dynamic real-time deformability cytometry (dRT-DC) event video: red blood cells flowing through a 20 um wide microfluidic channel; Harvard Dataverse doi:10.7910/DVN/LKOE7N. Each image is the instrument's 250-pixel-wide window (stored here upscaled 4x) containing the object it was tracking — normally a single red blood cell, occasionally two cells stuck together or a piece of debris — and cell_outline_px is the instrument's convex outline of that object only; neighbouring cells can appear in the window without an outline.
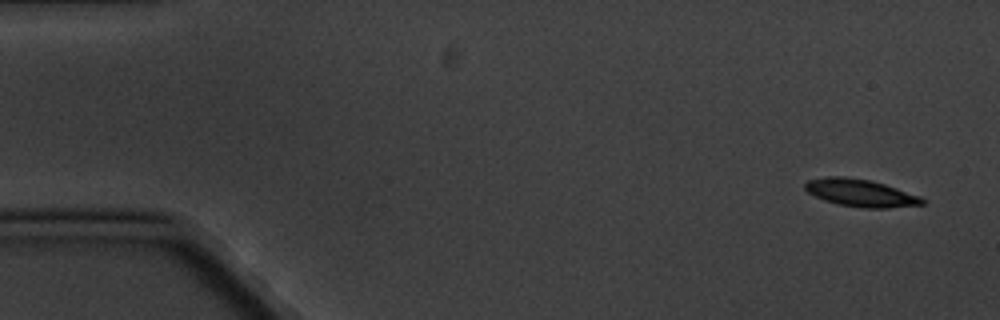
{"species": "common noctule bat (a hibernating species)", "species_latin": "Nyctalus noctula", "temperature_condition": "cold", "stored_images_in_passage": 16, "camera_frame_rate_fps": 3000, "um_per_image_px": 0.085, "animal": {"sex": "male", "body_mass_g": 20.1, "forearm_length_mm": 53.5}, "frame": {"image": 1, "passage_image": 1, "time_ms": 0.0, "image_size_px": [1000, 320], "cell_outline_px": [[924, 204], [888, 208], [864, 208], [840, 204], [824, 200], [808, 192], [804, 188], [804, 184], [808, 180], [828, 176], [844, 176], [872, 180], [920, 196], [924, 200]], "centroid_in_image_um": [73.14, 16.39], "position_along_channel_um": 11.9, "area_um2": 18.61}}
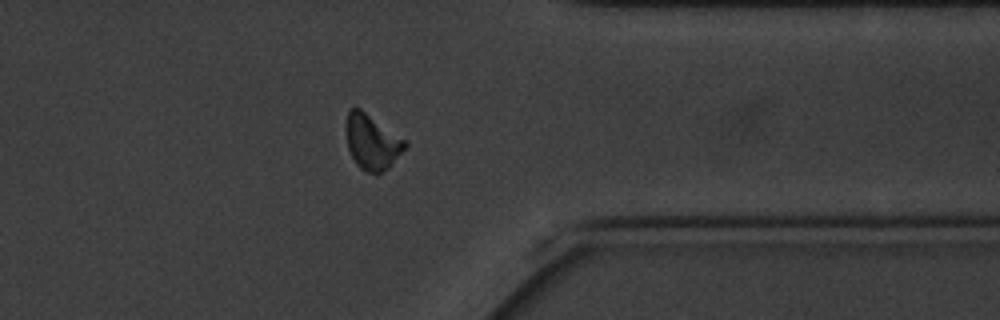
{"frame": {"image": 2, "passage_image": 13, "time_ms": 15.0, "image_size_px": [1000, 320], "cell_outline_px": [[408, 144], [392, 164], [388, 168], [380, 172], [364, 172], [356, 164], [348, 148], [344, 128], [348, 112], [352, 108], [360, 108], [408, 140]], "centroid_in_image_um": [31.62, 12.04], "position_along_channel_um": 379.8, "area_um2": 19.13}}
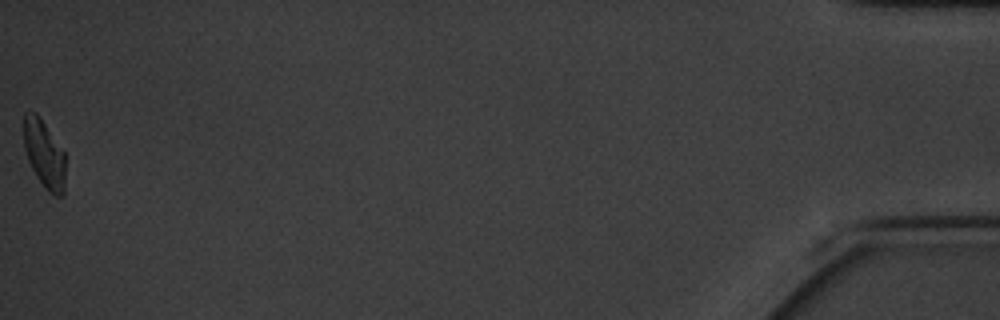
{"frame": {"image": 3, "passage_image": 16, "time_ms": 19.333, "image_size_px": [1000, 320], "cell_outline_px": [[64, 196], [56, 196], [48, 192], [44, 188], [36, 176], [28, 160], [24, 148], [24, 112], [36, 112], [64, 152]], "centroid_in_image_um": [3.75, 13.12], "position_along_channel_um": 431.5, "area_um2": 16.3}, "authors_computed_cell_mechanics": {"area_um2": 19.0162, "velocity_mm_per_s": 3.2665, "shape_relaxation_time_tau1_ms": 3.256, "shape_relaxation_time_tau2_ms": null, "deformation_change_tau1": 0.1325, "deformation_change_tau2": null}}